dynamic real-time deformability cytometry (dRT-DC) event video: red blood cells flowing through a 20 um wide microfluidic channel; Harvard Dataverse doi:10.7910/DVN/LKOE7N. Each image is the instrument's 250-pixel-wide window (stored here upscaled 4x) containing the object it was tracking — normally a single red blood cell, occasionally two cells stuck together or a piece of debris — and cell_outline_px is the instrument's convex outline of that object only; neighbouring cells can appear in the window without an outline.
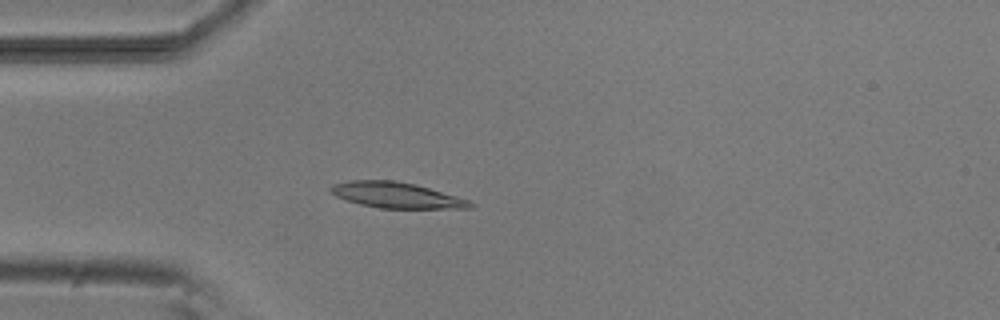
{"species": "common noctule bat (a hibernating species)", "species_latin": "Nyctalus noctula", "temperature_condition": "room temperature", "stored_images_in_passage": 3, "camera_frame_rate_fps": 3000, "um_per_image_px": 0.085, "animal": {"sex": "male", "body_mass_g": 20.5, "forearm_length_mm": 52.5}, "frame": {"image": 1, "passage_image": 3, "time_ms": 3.333, "image_size_px": [1000, 320], "cell_outline_px": [[476, 204], [472, 208], [380, 208], [360, 204], [336, 196], [328, 188], [332, 184], [348, 180], [392, 180], [416, 184], [456, 196], [468, 200]], "centroid_in_image_um": [33.68, 16.58], "position_along_channel_um": 51.3, "area_um2": 20.81}}